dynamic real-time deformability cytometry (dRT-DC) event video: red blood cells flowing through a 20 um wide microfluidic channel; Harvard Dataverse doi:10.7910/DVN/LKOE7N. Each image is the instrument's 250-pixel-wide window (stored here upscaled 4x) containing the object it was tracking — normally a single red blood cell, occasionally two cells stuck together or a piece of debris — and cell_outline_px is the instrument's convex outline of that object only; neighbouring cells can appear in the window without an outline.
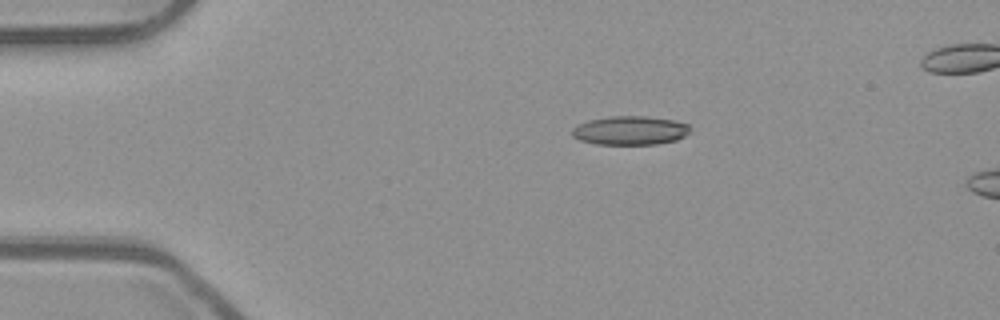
{"species": "common noctule bat (a hibernating species)", "species_latin": "Nyctalus noctula", "temperature_condition": "room temperature", "stored_images_in_passage": 6, "camera_frame_rate_fps": 3000, "um_per_image_px": 0.085, "animal": {"sex": "male", "body_mass_g": 23.1, "forearm_length_mm": 52.7}, "frame": {"image": 1, "passage_image": 1, "time_ms": 0.0, "image_size_px": [1000, 320], "cell_outline_px": [[692, 128], [684, 136], [676, 140], [656, 144], [596, 144], [580, 140], [572, 136], [572, 128], [588, 120], [608, 116], [648, 116], [672, 120], [688, 124]], "centroid_in_image_um": [53.56, 11.08], "position_along_channel_um": 31.4, "area_um2": 19.83}}